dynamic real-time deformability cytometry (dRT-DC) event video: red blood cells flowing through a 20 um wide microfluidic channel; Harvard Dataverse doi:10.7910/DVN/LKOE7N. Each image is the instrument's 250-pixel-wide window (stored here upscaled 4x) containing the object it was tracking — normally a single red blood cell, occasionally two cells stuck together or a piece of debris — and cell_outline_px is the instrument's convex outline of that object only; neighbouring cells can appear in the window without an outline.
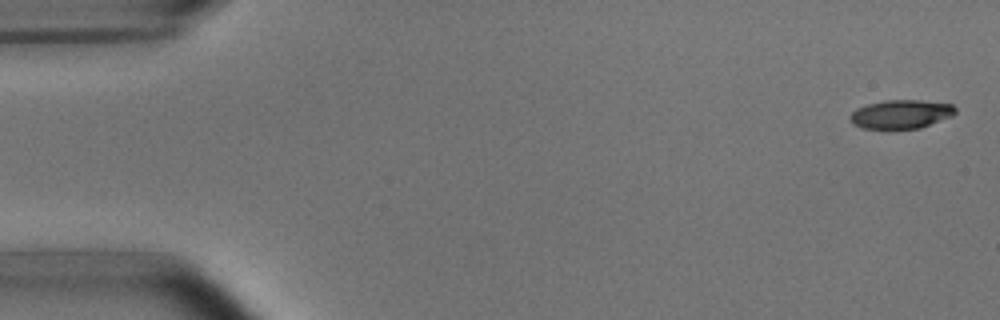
{"species": "common noctule bat (a hibernating species)", "species_latin": "Nyctalus noctula", "temperature_condition": "room temperature", "stored_images_in_passage": 53, "camera_frame_rate_fps": 3000, "um_per_image_px": 0.085, "animal": {"sex": "male", "body_mass_g": 15.6}, "frame": {"image": 1, "passage_image": 2, "time_ms": 0.333, "image_size_px": [1000, 320], "cell_outline_px": [[956, 112], [952, 116], [920, 128], [888, 132], [864, 128], [852, 124], [848, 116], [856, 108], [868, 104], [884, 100], [920, 100], [952, 104], [956, 108]], "centroid_in_image_um": [76.53, 9.75], "position_along_channel_um": 8.5, "area_um2": 18.38}}
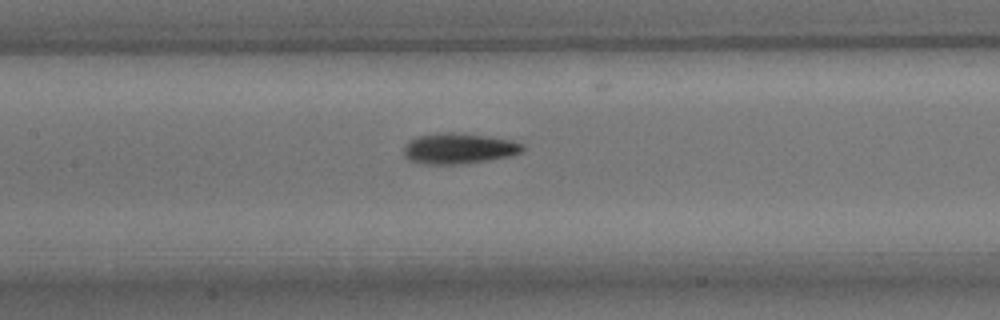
{"frame": {"image": 2, "passage_image": 25, "time_ms": 8.0, "image_size_px": [1000, 320], "cell_outline_px": [[524, 148], [520, 152], [508, 156], [460, 164], [424, 164], [408, 160], [404, 156], [404, 144], [408, 140], [416, 136], [436, 132], [452, 132], [492, 136], [512, 140], [524, 144]], "centroid_in_image_um": [38.94, 12.59], "position_along_channel_um": 168.5, "area_um2": 21.44}}
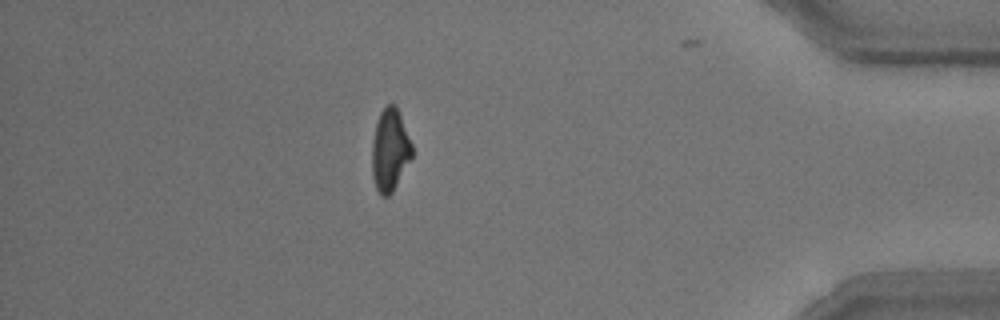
{"frame": {"image": 3, "passage_image": 47, "time_ms": 15.333, "image_size_px": [1000, 320], "cell_outline_px": [[412, 156], [392, 192], [388, 196], [380, 196], [376, 188], [372, 176], [372, 140], [376, 124], [380, 112], [388, 104], [396, 104], [412, 144]], "centroid_in_image_um": [33.13, 12.75], "position_along_channel_um": 402.1, "area_um2": 19.07}, "authors_computed_cell_mechanics": {"area_um2": 19.7098, "velocity_mm_per_s": 3.7645, "shape_relaxation_time_tau1_ms": 3.6856, "shape_relaxation_time_tau2_ms": 3.9379, "deformation_change_tau1": 0.1493, "deformation_change_tau2": 0.1183}}